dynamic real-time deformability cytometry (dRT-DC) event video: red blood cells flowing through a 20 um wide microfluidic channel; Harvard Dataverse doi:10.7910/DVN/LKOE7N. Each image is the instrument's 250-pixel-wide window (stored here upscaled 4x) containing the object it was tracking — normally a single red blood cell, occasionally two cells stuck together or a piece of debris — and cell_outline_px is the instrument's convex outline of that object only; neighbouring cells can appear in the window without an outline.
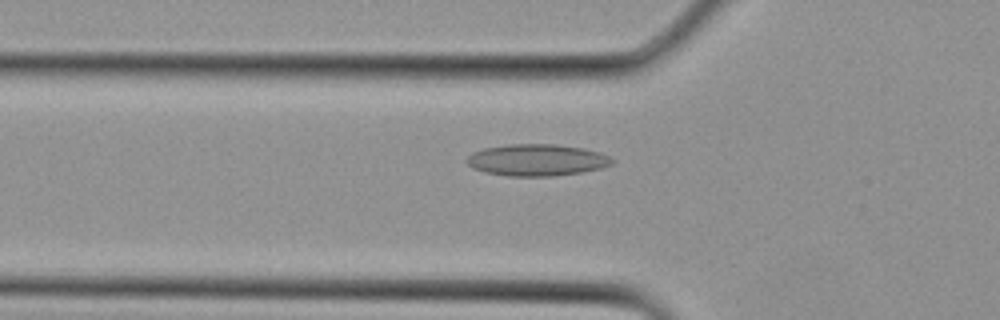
{"species": "Egyptian fruit bat (a non-hibernating species)", "species_latin": "Rousettus aegyptiacus", "temperature_condition": "cold", "stored_images_in_passage": 29, "camera_frame_rate_fps": 3000, "um_per_image_px": 0.085, "animal": {"sex": "female"}, "frame": {"image": 1, "passage_image": 11, "time_ms": 3.333, "image_size_px": [1000, 320], "cell_outline_px": [[616, 160], [612, 164], [600, 168], [580, 172], [552, 176], [508, 176], [484, 172], [472, 168], [464, 160], [472, 152], [484, 148], [508, 144], [556, 144], [584, 148], [600, 152]], "centroid_in_image_um": [45.61, 13.59], "position_along_channel_um": 80.2, "area_um2": 26.99}}
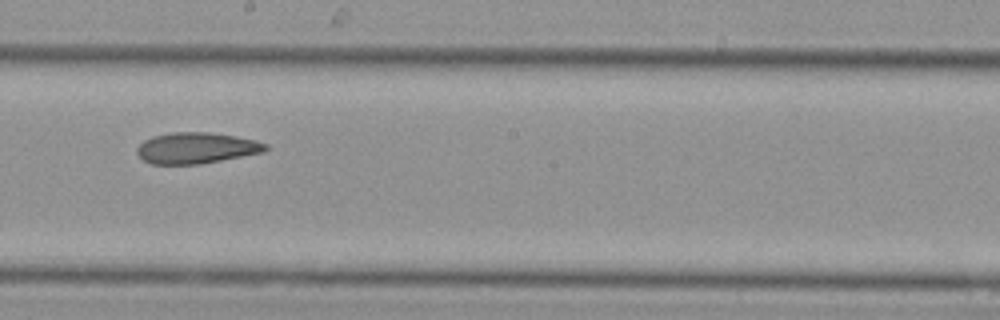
{"frame": {"image": 2, "passage_image": 18, "time_ms": 5.667, "image_size_px": [1000, 320], "cell_outline_px": [[268, 148], [264, 152], [200, 164], [152, 164], [144, 160], [136, 152], [136, 148], [144, 140], [152, 136], [172, 132], [208, 132], [236, 136], [256, 140], [268, 144]], "centroid_in_image_um": [16.7, 12.57], "position_along_channel_um": 231.5, "area_um2": 23.29}}
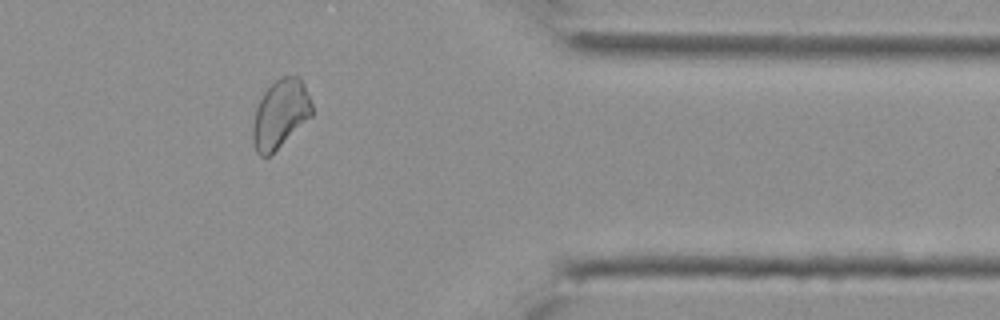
{"frame": {"image": 3, "passage_image": 26, "time_ms": 8.333, "image_size_px": [1000, 320], "cell_outline_px": [[312, 116], [268, 156], [260, 156], [256, 152], [252, 140], [252, 128], [256, 108], [264, 92], [276, 80], [284, 76], [296, 76], [304, 84], [312, 104]], "centroid_in_image_um": [23.81, 9.69], "position_along_channel_um": 387.6, "area_um2": 23.12}}